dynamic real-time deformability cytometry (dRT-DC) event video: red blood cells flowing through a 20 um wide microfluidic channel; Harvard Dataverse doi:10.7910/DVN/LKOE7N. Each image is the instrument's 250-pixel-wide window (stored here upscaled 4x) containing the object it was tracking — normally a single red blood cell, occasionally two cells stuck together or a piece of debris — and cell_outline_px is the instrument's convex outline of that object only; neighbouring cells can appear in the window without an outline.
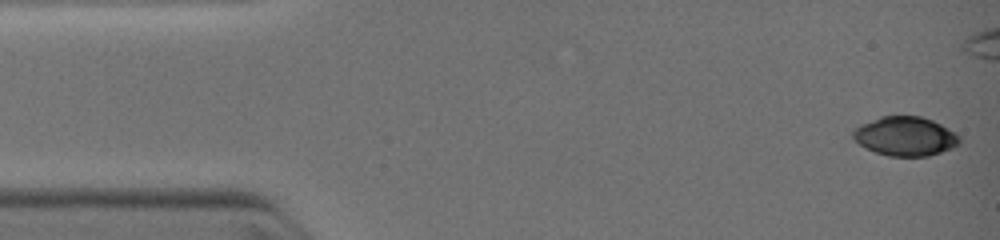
{"species": "common noctule bat (a hibernating species)", "species_latin": "Nyctalus noctula", "temperature_condition": "warm", "stored_images_in_passage": 6, "camera_frame_rate_fps": 3000, "um_per_image_px": 0.085, "animal": {"sex": "female", "body_mass_g": 19.0, "forearm_length_mm": 51.5}, "frame": {"image": 1, "passage_image": 1, "time_ms": 0.0, "image_size_px": [1000, 240], "cell_outline_px": [[960, 144], [952, 148], [928, 156], [888, 156], [864, 148], [852, 136], [852, 132], [860, 124], [880, 116], [920, 116], [932, 120], [948, 128], [960, 136]], "centroid_in_image_um": [76.94, 11.58], "position_along_channel_um": 8.1, "area_um2": 24.28}}